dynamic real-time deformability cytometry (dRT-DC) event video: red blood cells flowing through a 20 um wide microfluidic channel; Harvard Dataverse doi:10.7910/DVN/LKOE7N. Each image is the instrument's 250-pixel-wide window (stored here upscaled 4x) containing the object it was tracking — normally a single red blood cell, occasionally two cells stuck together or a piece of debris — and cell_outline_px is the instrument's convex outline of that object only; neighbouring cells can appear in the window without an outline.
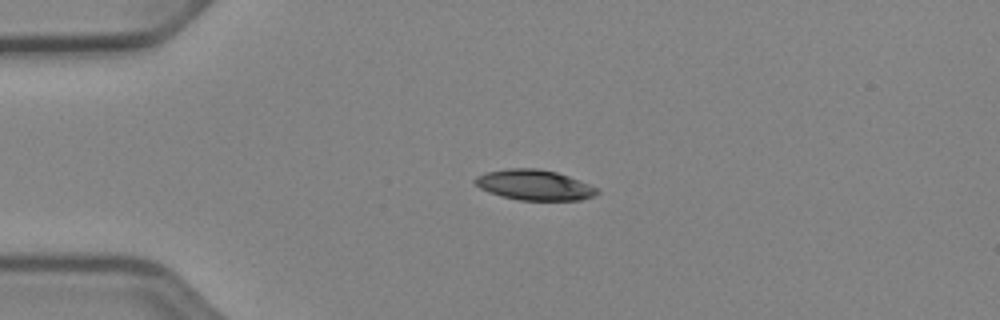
{"species": "Egyptian fruit bat (a non-hibernating species)", "species_latin": "Rousettus aegyptiacus", "temperature_condition": "cold", "stored_images_in_passage": 9, "camera_frame_rate_fps": 3000, "um_per_image_px": 0.085, "animal": {"sex": "female"}, "frame": {"image": 1, "passage_image": 1, "time_ms": 0.0, "image_size_px": [1000, 320], "cell_outline_px": [[600, 192], [592, 196], [580, 200], [520, 200], [500, 196], [488, 192], [480, 188], [472, 180], [476, 176], [484, 172], [508, 168], [536, 168], [556, 172], [568, 176], [600, 188]], "centroid_in_image_um": [45.4, 15.72], "position_along_channel_um": 39.6, "area_um2": 21.73}}
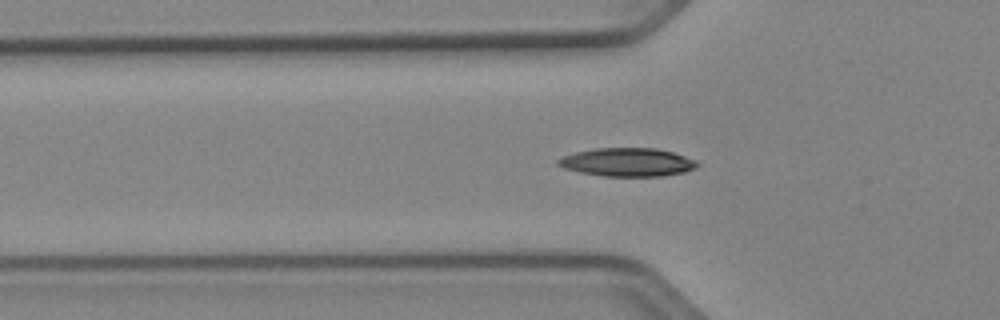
{"frame": {"image": 2, "passage_image": 6, "time_ms": 1.667, "image_size_px": [1000, 320], "cell_outline_px": [[700, 164], [696, 168], [684, 172], [664, 176], [604, 176], [580, 172], [564, 168], [556, 164], [556, 160], [560, 156], [576, 152], [596, 148], [656, 148], [672, 152], [696, 160]], "centroid_in_image_um": [53.32, 13.78], "position_along_channel_um": 72.5, "area_um2": 23.12}}